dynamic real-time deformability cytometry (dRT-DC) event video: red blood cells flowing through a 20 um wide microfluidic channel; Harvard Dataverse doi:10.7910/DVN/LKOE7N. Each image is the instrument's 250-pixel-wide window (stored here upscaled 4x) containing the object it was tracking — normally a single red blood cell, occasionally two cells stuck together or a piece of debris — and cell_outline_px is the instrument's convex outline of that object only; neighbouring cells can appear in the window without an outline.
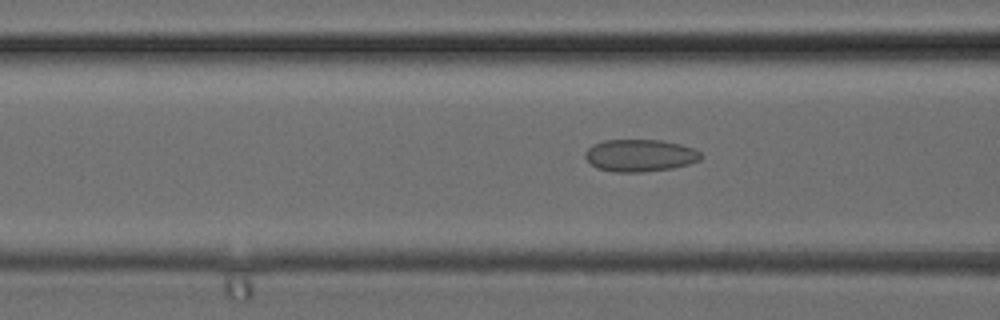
{"species": "common noctule bat (a hibernating species)", "species_latin": "Nyctalus noctula", "temperature_condition": "cold", "stored_images_in_passage": 5, "camera_frame_rate_fps": 3000, "um_per_image_px": 0.085, "animal": {"sex": "female", "body_mass_g": 24.6, "forearm_length_mm": 56.2}, "frame": {"image": 1, "passage_image": 5, "time_ms": 1.333, "image_size_px": [1000, 320], "cell_outline_px": [[704, 156], [700, 160], [688, 164], [672, 168], [644, 172], [612, 172], [596, 168], [584, 156], [584, 152], [592, 144], [604, 140], [660, 140], [680, 144], [692, 148], [700, 152]], "centroid_in_image_um": [54.38, 13.22], "position_along_channel_um": 112.2, "area_um2": 21.85}}